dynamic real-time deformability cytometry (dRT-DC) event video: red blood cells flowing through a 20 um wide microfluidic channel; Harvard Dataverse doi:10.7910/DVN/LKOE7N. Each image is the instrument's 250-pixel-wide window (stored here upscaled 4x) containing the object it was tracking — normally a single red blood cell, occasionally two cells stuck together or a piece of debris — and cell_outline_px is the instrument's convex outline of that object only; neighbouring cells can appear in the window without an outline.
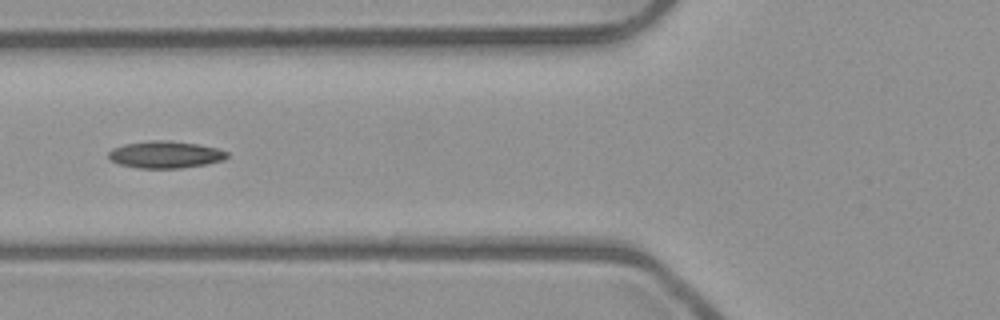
{"species": "common noctule bat (a hibernating species)", "species_latin": "Nyctalus noctula", "temperature_condition": "room temperature", "stored_images_in_passage": 52, "camera_frame_rate_fps": 3000, "um_per_image_px": 0.085, "animal": {"sex": "male", "body_mass_g": 23.1, "forearm_length_mm": 52.7}, "frame": {"image": 1, "passage_image": 20, "time_ms": 6.333, "image_size_px": [1000, 320], "cell_outline_px": [[228, 156], [224, 160], [204, 164], [180, 168], [140, 168], [120, 164], [112, 160], [108, 156], [108, 152], [112, 148], [124, 144], [152, 140], [164, 140], [200, 144], [216, 148], [228, 152]], "centroid_in_image_um": [14.05, 13.13], "position_along_channel_um": 111.7, "area_um2": 18.55}}
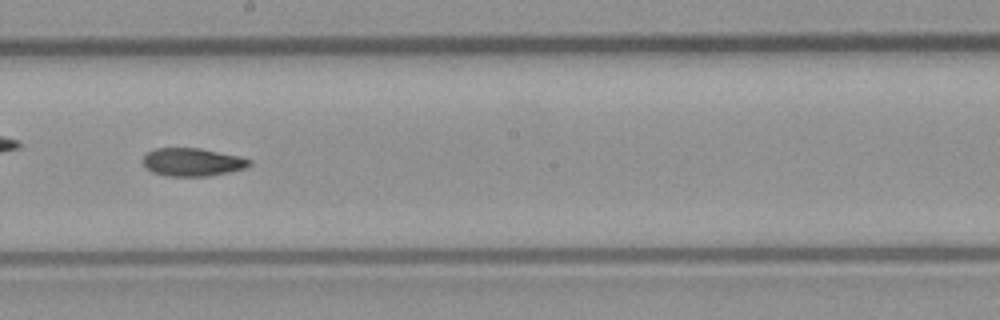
{"frame": {"image": 2, "passage_image": 29, "time_ms": 9.333, "image_size_px": [1000, 320], "cell_outline_px": [[252, 164], [244, 168], [228, 172], [208, 176], [168, 176], [152, 172], [144, 168], [144, 156], [148, 152], [156, 148], [200, 148], [240, 156], [252, 160]], "centroid_in_image_um": [16.36, 13.78], "position_along_channel_um": 231.8, "area_um2": 17.4}}
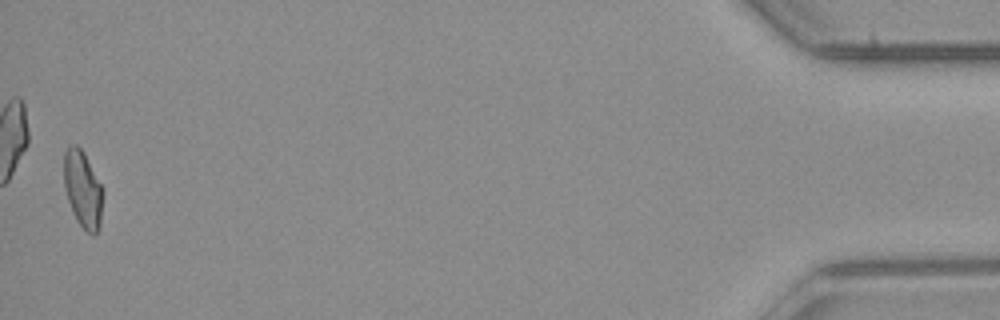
{"frame": {"image": 3, "passage_image": 51, "time_ms": 16.667, "image_size_px": [1000, 320], "cell_outline_px": [[104, 192], [100, 224], [96, 232], [92, 236], [76, 220], [72, 212], [64, 188], [64, 152], [72, 144], [76, 144], [84, 152], [104, 188]], "centroid_in_image_um": [7.05, 16.07], "position_along_channel_um": 428.1, "area_um2": 17.69}, "authors_computed_cell_mechanics": {"area_um2": 17.6001, "velocity_mm_per_s": 3.9932, "shape_relaxation_time_tau1_ms": null, "shape_relaxation_time_tau2_ms": 5.7086, "deformation_change_tau1": null, "deformation_change_tau2": 0.1202}}